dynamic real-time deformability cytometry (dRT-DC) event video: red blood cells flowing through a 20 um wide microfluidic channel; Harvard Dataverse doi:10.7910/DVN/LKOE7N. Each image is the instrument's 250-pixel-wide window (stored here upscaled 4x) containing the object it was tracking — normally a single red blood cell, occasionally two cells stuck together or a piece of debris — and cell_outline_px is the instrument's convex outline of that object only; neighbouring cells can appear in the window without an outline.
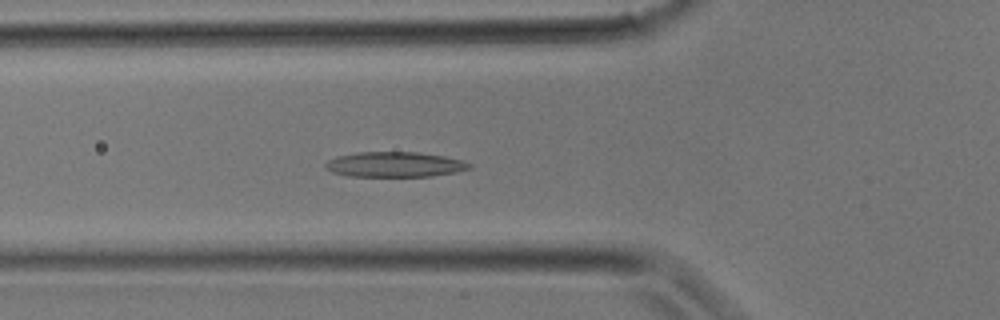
{"species": "common noctule bat (a hibernating species)", "species_latin": "Nyctalus noctula", "temperature_condition": "room temperature", "stored_images_in_passage": 30, "camera_frame_rate_fps": 3000, "um_per_image_px": 0.085, "animal": {"sex": "male", "body_mass_g": 17.9}, "frame": {"image": 1, "passage_image": 10, "time_ms": 3.0, "image_size_px": [1000, 320], "cell_outline_px": [[472, 168], [456, 172], [432, 176], [348, 176], [332, 172], [324, 168], [324, 164], [328, 160], [336, 156], [356, 152], [420, 152], [444, 156], [464, 160], [472, 164]], "centroid_in_image_um": [33.56, 13.97], "position_along_channel_um": 92.2, "area_um2": 21.33}}
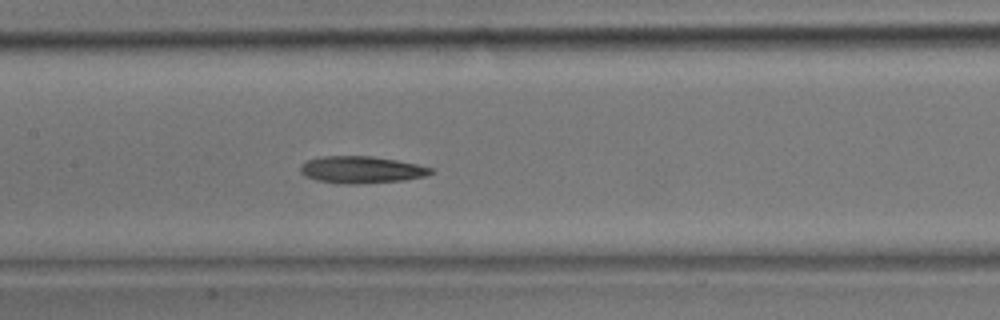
{"frame": {"image": 2, "passage_image": 14, "time_ms": 4.333, "image_size_px": [1000, 320], "cell_outline_px": [[436, 172], [428, 176], [404, 180], [356, 184], [344, 184], [316, 180], [304, 176], [300, 172], [300, 164], [308, 160], [320, 156], [372, 156], [396, 160], [416, 164], [432, 168]], "centroid_in_image_um": [30.72, 14.43], "position_along_channel_um": 176.7, "area_um2": 20.69}}
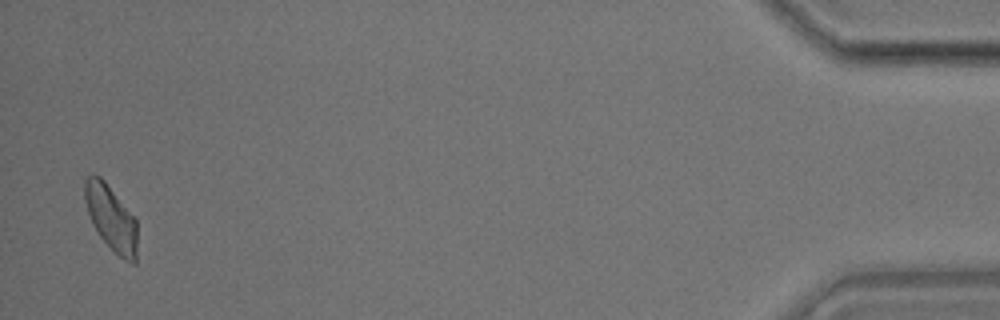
{"frame": {"image": 3, "passage_image": 30, "time_ms": 9.667, "image_size_px": [1000, 320], "cell_outline_px": [[136, 264], [132, 264], [124, 260], [100, 236], [92, 224], [84, 200], [84, 180], [92, 172], [100, 176], [104, 180], [136, 220]], "centroid_in_image_um": [9.41, 18.5], "position_along_channel_um": 425.8, "area_um2": 19.71}}